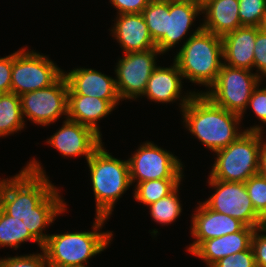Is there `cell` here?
<instances>
[{
  "label": "cell",
  "mask_w": 266,
  "mask_h": 267,
  "mask_svg": "<svg viewBox=\"0 0 266 267\" xmlns=\"http://www.w3.org/2000/svg\"><path fill=\"white\" fill-rule=\"evenodd\" d=\"M26 165L12 178L3 179L0 208L43 245L50 235L44 234L43 230L65 212L67 206L59 189L49 181L42 164L33 158Z\"/></svg>",
  "instance_id": "6da1fadb"
},
{
  "label": "cell",
  "mask_w": 266,
  "mask_h": 267,
  "mask_svg": "<svg viewBox=\"0 0 266 267\" xmlns=\"http://www.w3.org/2000/svg\"><path fill=\"white\" fill-rule=\"evenodd\" d=\"M181 115L189 133L213 152L226 148L245 131L264 132L261 125L240 129V115L215 105L204 94H194Z\"/></svg>",
  "instance_id": "7a4b0ae2"
},
{
  "label": "cell",
  "mask_w": 266,
  "mask_h": 267,
  "mask_svg": "<svg viewBox=\"0 0 266 267\" xmlns=\"http://www.w3.org/2000/svg\"><path fill=\"white\" fill-rule=\"evenodd\" d=\"M94 219L93 231L56 233L47 237L41 250L50 267H86L90 258L106 250L113 239V231L100 229L109 218L95 215Z\"/></svg>",
  "instance_id": "3957f363"
},
{
  "label": "cell",
  "mask_w": 266,
  "mask_h": 267,
  "mask_svg": "<svg viewBox=\"0 0 266 267\" xmlns=\"http://www.w3.org/2000/svg\"><path fill=\"white\" fill-rule=\"evenodd\" d=\"M199 26L184 40L174 61L184 79L209 89L215 83L223 64V43L222 37Z\"/></svg>",
  "instance_id": "277c9868"
},
{
  "label": "cell",
  "mask_w": 266,
  "mask_h": 267,
  "mask_svg": "<svg viewBox=\"0 0 266 267\" xmlns=\"http://www.w3.org/2000/svg\"><path fill=\"white\" fill-rule=\"evenodd\" d=\"M103 144L87 160L96 202V216L110 218L115 203L131 184L128 160L113 157Z\"/></svg>",
  "instance_id": "5b68a950"
},
{
  "label": "cell",
  "mask_w": 266,
  "mask_h": 267,
  "mask_svg": "<svg viewBox=\"0 0 266 267\" xmlns=\"http://www.w3.org/2000/svg\"><path fill=\"white\" fill-rule=\"evenodd\" d=\"M261 131H245L226 148L216 151L217 158L208 175L211 179L245 183L258 174Z\"/></svg>",
  "instance_id": "8992f818"
},
{
  "label": "cell",
  "mask_w": 266,
  "mask_h": 267,
  "mask_svg": "<svg viewBox=\"0 0 266 267\" xmlns=\"http://www.w3.org/2000/svg\"><path fill=\"white\" fill-rule=\"evenodd\" d=\"M261 78L244 68H233L222 64L215 83L205 92L215 105L220 106L229 112L236 113L243 117L246 113L249 99L253 90L261 83Z\"/></svg>",
  "instance_id": "52a82bcc"
},
{
  "label": "cell",
  "mask_w": 266,
  "mask_h": 267,
  "mask_svg": "<svg viewBox=\"0 0 266 267\" xmlns=\"http://www.w3.org/2000/svg\"><path fill=\"white\" fill-rule=\"evenodd\" d=\"M63 72L48 56L21 48L12 53L11 92L21 96L48 87Z\"/></svg>",
  "instance_id": "ba28073f"
},
{
  "label": "cell",
  "mask_w": 266,
  "mask_h": 267,
  "mask_svg": "<svg viewBox=\"0 0 266 267\" xmlns=\"http://www.w3.org/2000/svg\"><path fill=\"white\" fill-rule=\"evenodd\" d=\"M133 154L128 159L132 185L154 179H182L184 176L181 160L151 141L140 144Z\"/></svg>",
  "instance_id": "9c48e42d"
},
{
  "label": "cell",
  "mask_w": 266,
  "mask_h": 267,
  "mask_svg": "<svg viewBox=\"0 0 266 267\" xmlns=\"http://www.w3.org/2000/svg\"><path fill=\"white\" fill-rule=\"evenodd\" d=\"M208 185L215 189L203 203L211 210L227 214L245 226L262 228L266 221L255 211L248 191L243 182H226L217 179L207 180Z\"/></svg>",
  "instance_id": "30bf717a"
},
{
  "label": "cell",
  "mask_w": 266,
  "mask_h": 267,
  "mask_svg": "<svg viewBox=\"0 0 266 267\" xmlns=\"http://www.w3.org/2000/svg\"><path fill=\"white\" fill-rule=\"evenodd\" d=\"M21 108L23 118L34 124L49 126L68 117V82L62 74L52 85L22 94Z\"/></svg>",
  "instance_id": "8fae6325"
},
{
  "label": "cell",
  "mask_w": 266,
  "mask_h": 267,
  "mask_svg": "<svg viewBox=\"0 0 266 267\" xmlns=\"http://www.w3.org/2000/svg\"><path fill=\"white\" fill-rule=\"evenodd\" d=\"M162 53L157 49L125 53L115 68V81L118 95L124 99L132 100L143 96L148 79L157 65V55ZM156 59V60H155Z\"/></svg>",
  "instance_id": "7c38bea8"
},
{
  "label": "cell",
  "mask_w": 266,
  "mask_h": 267,
  "mask_svg": "<svg viewBox=\"0 0 266 267\" xmlns=\"http://www.w3.org/2000/svg\"><path fill=\"white\" fill-rule=\"evenodd\" d=\"M101 137L92 128L66 118L62 127L53 133L46 143L53 146L64 157L83 155L88 160L103 144Z\"/></svg>",
  "instance_id": "4fadbf2b"
},
{
  "label": "cell",
  "mask_w": 266,
  "mask_h": 267,
  "mask_svg": "<svg viewBox=\"0 0 266 267\" xmlns=\"http://www.w3.org/2000/svg\"><path fill=\"white\" fill-rule=\"evenodd\" d=\"M196 213L192 214L191 235L195 241L187 246L192 253L203 241L240 231L245 225L223 213L209 209L203 202H198Z\"/></svg>",
  "instance_id": "5bb4252c"
},
{
  "label": "cell",
  "mask_w": 266,
  "mask_h": 267,
  "mask_svg": "<svg viewBox=\"0 0 266 267\" xmlns=\"http://www.w3.org/2000/svg\"><path fill=\"white\" fill-rule=\"evenodd\" d=\"M68 82V95H85L108 100L115 108L121 101L114 78L91 68L63 72Z\"/></svg>",
  "instance_id": "9a60e30c"
},
{
  "label": "cell",
  "mask_w": 266,
  "mask_h": 267,
  "mask_svg": "<svg viewBox=\"0 0 266 267\" xmlns=\"http://www.w3.org/2000/svg\"><path fill=\"white\" fill-rule=\"evenodd\" d=\"M182 80L183 75L175 61L170 67L157 66L148 79L143 96H146L152 102H158V104L173 103L176 100H180L179 107H181V112L194 94H199L198 91H190L185 93L187 95L182 96Z\"/></svg>",
  "instance_id": "2e32d148"
},
{
  "label": "cell",
  "mask_w": 266,
  "mask_h": 267,
  "mask_svg": "<svg viewBox=\"0 0 266 267\" xmlns=\"http://www.w3.org/2000/svg\"><path fill=\"white\" fill-rule=\"evenodd\" d=\"M202 13V3L195 0H169L166 14V35L156 44L162 53L170 51L184 39L196 17Z\"/></svg>",
  "instance_id": "e0dca14e"
},
{
  "label": "cell",
  "mask_w": 266,
  "mask_h": 267,
  "mask_svg": "<svg viewBox=\"0 0 266 267\" xmlns=\"http://www.w3.org/2000/svg\"><path fill=\"white\" fill-rule=\"evenodd\" d=\"M115 21L110 31L123 54L156 48L142 13L118 14Z\"/></svg>",
  "instance_id": "ac0fdd59"
},
{
  "label": "cell",
  "mask_w": 266,
  "mask_h": 267,
  "mask_svg": "<svg viewBox=\"0 0 266 267\" xmlns=\"http://www.w3.org/2000/svg\"><path fill=\"white\" fill-rule=\"evenodd\" d=\"M257 228L244 226L240 231L203 241L191 254L212 267L223 257L242 252L251 247Z\"/></svg>",
  "instance_id": "d6986e66"
},
{
  "label": "cell",
  "mask_w": 266,
  "mask_h": 267,
  "mask_svg": "<svg viewBox=\"0 0 266 267\" xmlns=\"http://www.w3.org/2000/svg\"><path fill=\"white\" fill-rule=\"evenodd\" d=\"M260 29L255 26H241L223 36V64L253 71L254 48Z\"/></svg>",
  "instance_id": "ffe728a7"
},
{
  "label": "cell",
  "mask_w": 266,
  "mask_h": 267,
  "mask_svg": "<svg viewBox=\"0 0 266 267\" xmlns=\"http://www.w3.org/2000/svg\"><path fill=\"white\" fill-rule=\"evenodd\" d=\"M202 29L223 37L241 27L239 0H204Z\"/></svg>",
  "instance_id": "44dd1931"
},
{
  "label": "cell",
  "mask_w": 266,
  "mask_h": 267,
  "mask_svg": "<svg viewBox=\"0 0 266 267\" xmlns=\"http://www.w3.org/2000/svg\"><path fill=\"white\" fill-rule=\"evenodd\" d=\"M115 107L104 99L85 95H68V119L92 128L100 136L98 120L106 117Z\"/></svg>",
  "instance_id": "7402d4cb"
},
{
  "label": "cell",
  "mask_w": 266,
  "mask_h": 267,
  "mask_svg": "<svg viewBox=\"0 0 266 267\" xmlns=\"http://www.w3.org/2000/svg\"><path fill=\"white\" fill-rule=\"evenodd\" d=\"M25 122L20 96L13 92L0 94V137L23 130Z\"/></svg>",
  "instance_id": "603a6c76"
},
{
  "label": "cell",
  "mask_w": 266,
  "mask_h": 267,
  "mask_svg": "<svg viewBox=\"0 0 266 267\" xmlns=\"http://www.w3.org/2000/svg\"><path fill=\"white\" fill-rule=\"evenodd\" d=\"M182 179H154L137 183L134 189V199L149 206L161 198L168 196L180 184Z\"/></svg>",
  "instance_id": "cb8c5ba5"
},
{
  "label": "cell",
  "mask_w": 266,
  "mask_h": 267,
  "mask_svg": "<svg viewBox=\"0 0 266 267\" xmlns=\"http://www.w3.org/2000/svg\"><path fill=\"white\" fill-rule=\"evenodd\" d=\"M33 241L38 244L40 249L42 245L30 234L28 229L14 220V217L6 214L0 208V247H9L18 249L21 243Z\"/></svg>",
  "instance_id": "d4e9b609"
},
{
  "label": "cell",
  "mask_w": 266,
  "mask_h": 267,
  "mask_svg": "<svg viewBox=\"0 0 266 267\" xmlns=\"http://www.w3.org/2000/svg\"><path fill=\"white\" fill-rule=\"evenodd\" d=\"M166 14H169V0H151L142 11L155 44L166 35Z\"/></svg>",
  "instance_id": "484cf974"
},
{
  "label": "cell",
  "mask_w": 266,
  "mask_h": 267,
  "mask_svg": "<svg viewBox=\"0 0 266 267\" xmlns=\"http://www.w3.org/2000/svg\"><path fill=\"white\" fill-rule=\"evenodd\" d=\"M180 185L168 196L159 199L158 201L150 204L149 212L152 219L163 225H168L174 222L182 212V205L178 197Z\"/></svg>",
  "instance_id": "4316f807"
},
{
  "label": "cell",
  "mask_w": 266,
  "mask_h": 267,
  "mask_svg": "<svg viewBox=\"0 0 266 267\" xmlns=\"http://www.w3.org/2000/svg\"><path fill=\"white\" fill-rule=\"evenodd\" d=\"M266 15V0H239V18L242 26L260 27Z\"/></svg>",
  "instance_id": "83f0119b"
},
{
  "label": "cell",
  "mask_w": 266,
  "mask_h": 267,
  "mask_svg": "<svg viewBox=\"0 0 266 267\" xmlns=\"http://www.w3.org/2000/svg\"><path fill=\"white\" fill-rule=\"evenodd\" d=\"M245 187L255 211L266 221V178L259 174L251 176Z\"/></svg>",
  "instance_id": "f1b7e54d"
},
{
  "label": "cell",
  "mask_w": 266,
  "mask_h": 267,
  "mask_svg": "<svg viewBox=\"0 0 266 267\" xmlns=\"http://www.w3.org/2000/svg\"><path fill=\"white\" fill-rule=\"evenodd\" d=\"M0 267H50L45 253L0 258Z\"/></svg>",
  "instance_id": "f546056e"
},
{
  "label": "cell",
  "mask_w": 266,
  "mask_h": 267,
  "mask_svg": "<svg viewBox=\"0 0 266 267\" xmlns=\"http://www.w3.org/2000/svg\"><path fill=\"white\" fill-rule=\"evenodd\" d=\"M212 267H257L253 250L249 249L223 257Z\"/></svg>",
  "instance_id": "4dcf8cb0"
},
{
  "label": "cell",
  "mask_w": 266,
  "mask_h": 267,
  "mask_svg": "<svg viewBox=\"0 0 266 267\" xmlns=\"http://www.w3.org/2000/svg\"><path fill=\"white\" fill-rule=\"evenodd\" d=\"M254 67L257 69L255 73L261 79L266 77V32L263 29L258 31L256 37L253 69Z\"/></svg>",
  "instance_id": "1f68e13d"
},
{
  "label": "cell",
  "mask_w": 266,
  "mask_h": 267,
  "mask_svg": "<svg viewBox=\"0 0 266 267\" xmlns=\"http://www.w3.org/2000/svg\"><path fill=\"white\" fill-rule=\"evenodd\" d=\"M262 232V233H261ZM266 226L255 230L251 248L257 267H266Z\"/></svg>",
  "instance_id": "d6a6232c"
},
{
  "label": "cell",
  "mask_w": 266,
  "mask_h": 267,
  "mask_svg": "<svg viewBox=\"0 0 266 267\" xmlns=\"http://www.w3.org/2000/svg\"><path fill=\"white\" fill-rule=\"evenodd\" d=\"M259 86L260 84L253 90L247 108L250 107L258 120L266 125V86L262 89Z\"/></svg>",
  "instance_id": "836d02e7"
},
{
  "label": "cell",
  "mask_w": 266,
  "mask_h": 267,
  "mask_svg": "<svg viewBox=\"0 0 266 267\" xmlns=\"http://www.w3.org/2000/svg\"><path fill=\"white\" fill-rule=\"evenodd\" d=\"M151 0H110L118 14L142 13Z\"/></svg>",
  "instance_id": "e575fe53"
},
{
  "label": "cell",
  "mask_w": 266,
  "mask_h": 267,
  "mask_svg": "<svg viewBox=\"0 0 266 267\" xmlns=\"http://www.w3.org/2000/svg\"><path fill=\"white\" fill-rule=\"evenodd\" d=\"M12 54L0 57V94L11 92Z\"/></svg>",
  "instance_id": "d590c367"
},
{
  "label": "cell",
  "mask_w": 266,
  "mask_h": 267,
  "mask_svg": "<svg viewBox=\"0 0 266 267\" xmlns=\"http://www.w3.org/2000/svg\"><path fill=\"white\" fill-rule=\"evenodd\" d=\"M258 174L266 178V139L261 141Z\"/></svg>",
  "instance_id": "8d00e7d4"
},
{
  "label": "cell",
  "mask_w": 266,
  "mask_h": 267,
  "mask_svg": "<svg viewBox=\"0 0 266 267\" xmlns=\"http://www.w3.org/2000/svg\"><path fill=\"white\" fill-rule=\"evenodd\" d=\"M261 29H263V30L266 32V15H265L263 24H262V26H261Z\"/></svg>",
  "instance_id": "74e56055"
},
{
  "label": "cell",
  "mask_w": 266,
  "mask_h": 267,
  "mask_svg": "<svg viewBox=\"0 0 266 267\" xmlns=\"http://www.w3.org/2000/svg\"><path fill=\"white\" fill-rule=\"evenodd\" d=\"M195 1H198V2L202 3L204 0H195Z\"/></svg>",
  "instance_id": "f35d334b"
}]
</instances>
